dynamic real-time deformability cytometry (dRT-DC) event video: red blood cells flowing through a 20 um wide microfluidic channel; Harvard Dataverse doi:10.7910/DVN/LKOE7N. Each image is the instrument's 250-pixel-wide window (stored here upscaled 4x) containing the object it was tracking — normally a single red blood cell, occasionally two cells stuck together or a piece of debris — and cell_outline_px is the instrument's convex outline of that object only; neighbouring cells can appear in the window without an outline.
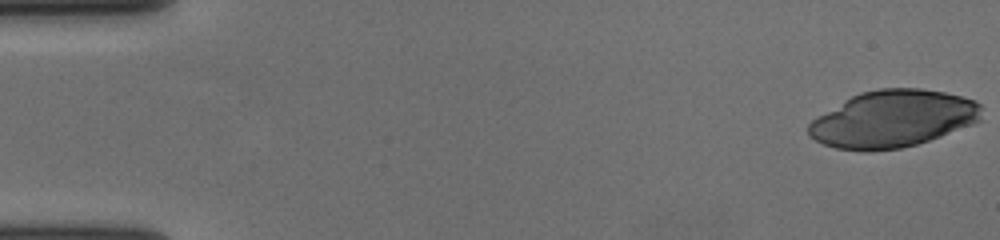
{"species": "human", "species_latin": "Homo sapiens", "temperature_condition": "cold", "stored_images_in_passage": 57, "camera_frame_rate_fps": 3000, "um_per_image_px": 0.085, "donor": {"sex": "female"}, "frame": {"image": 1, "passage_image": 1, "time_ms": 0.0, "image_size_px": [1000, 240], "cell_outline_px": [[980, 120], [972, 124], [940, 136], [916, 144], [900, 148], [868, 152], [864, 152], [836, 148], [824, 144], [808, 136], [808, 124], [812, 120], [852, 96], [860, 92], [880, 88], [920, 88], [944, 92], [976, 100], [980, 104]], "centroid_in_image_um": [75.88, 10.11], "position_along_channel_um": 9.1, "area_um2": 57.16}}